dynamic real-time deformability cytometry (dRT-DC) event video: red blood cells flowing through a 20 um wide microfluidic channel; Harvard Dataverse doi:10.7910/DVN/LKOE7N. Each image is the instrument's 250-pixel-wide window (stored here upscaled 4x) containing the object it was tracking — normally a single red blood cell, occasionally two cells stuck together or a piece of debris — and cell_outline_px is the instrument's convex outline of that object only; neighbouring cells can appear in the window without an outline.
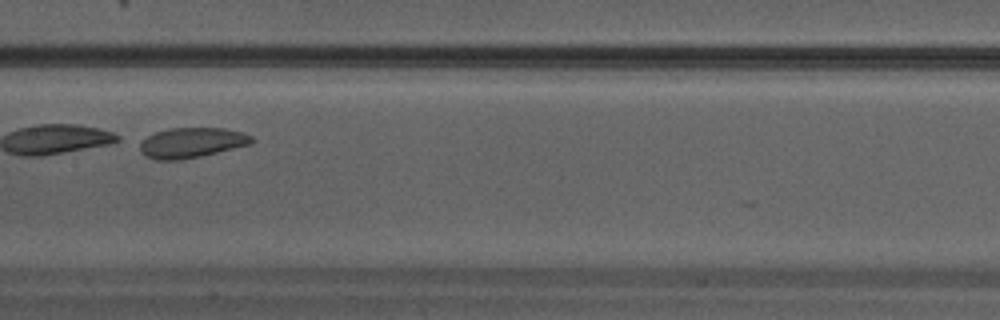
{"species": "Egyptian fruit bat (a non-hibernating species)", "species_latin": "Rousettus aegyptiacus", "temperature_condition": "warm", "stored_images_in_passage": 23, "camera_frame_rate_fps": 3000, "um_per_image_px": 0.085, "animal": {"sex": "male"}, "frame": {"image": 1, "passage_image": 13, "time_ms": 4.0, "image_size_px": [1000, 320], "cell_outline_px": [[256, 140], [252, 144], [200, 156], [180, 160], [156, 160], [144, 156], [140, 152], [140, 144], [148, 136], [156, 132], [168, 128], [224, 128], [240, 132], [252, 136]], "centroid_in_image_um": [16.3, 12.13], "position_along_channel_um": 191.1, "area_um2": 19.65}}